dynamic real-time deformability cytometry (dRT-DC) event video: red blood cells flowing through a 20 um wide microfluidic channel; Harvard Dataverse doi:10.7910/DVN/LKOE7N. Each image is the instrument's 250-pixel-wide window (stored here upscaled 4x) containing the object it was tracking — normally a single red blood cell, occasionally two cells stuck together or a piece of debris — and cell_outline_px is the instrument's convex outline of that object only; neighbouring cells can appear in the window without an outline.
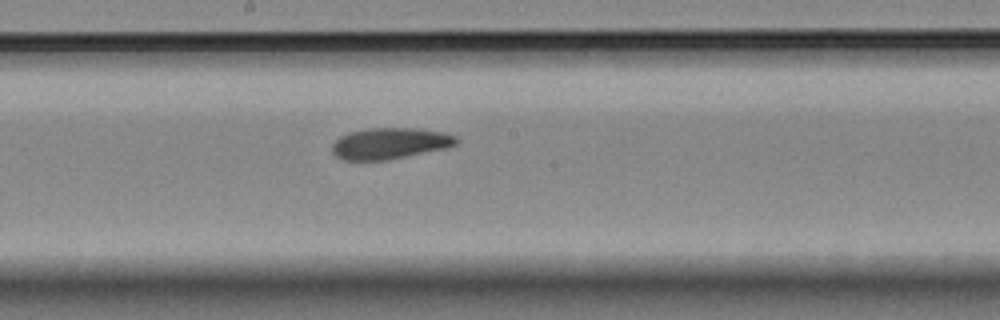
{"species": "Egyptian fruit bat (a non-hibernating species)", "species_latin": "Rousettus aegyptiacus", "temperature_condition": "room temperature", "stored_images_in_passage": 8, "camera_frame_rate_fps": 3000, "um_per_image_px": 0.085, "animal": {"sex": "female"}, "frame": {"image": 1, "passage_image": 8, "time_ms": 9.333, "image_size_px": [1000, 320], "cell_outline_px": [[460, 144], [448, 148], [388, 160], [344, 160], [336, 156], [332, 152], [332, 144], [340, 136], [348, 132], [368, 128], [420, 128], [444, 132], [456, 136], [460, 140]], "centroid_in_image_um": [33.2, 12.18], "position_along_channel_um": 215.0, "area_um2": 23.0}}